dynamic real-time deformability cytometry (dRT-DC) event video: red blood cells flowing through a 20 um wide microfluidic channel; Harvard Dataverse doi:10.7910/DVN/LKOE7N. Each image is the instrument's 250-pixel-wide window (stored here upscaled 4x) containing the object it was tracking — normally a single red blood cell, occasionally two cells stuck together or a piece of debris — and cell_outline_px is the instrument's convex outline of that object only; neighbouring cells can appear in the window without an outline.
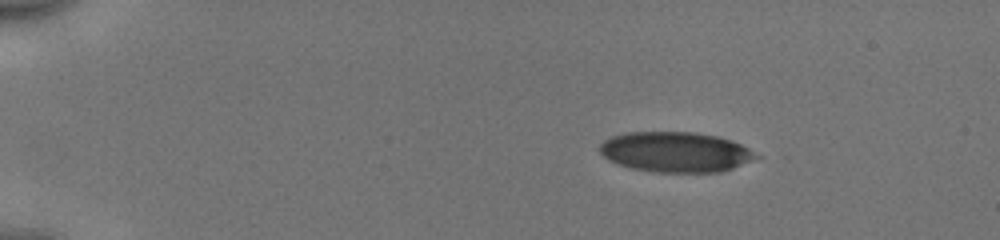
{"species": "human", "species_latin": "Homo sapiens", "temperature_condition": "cold", "stored_images_in_passage": 44, "camera_frame_rate_fps": 3000, "um_per_image_px": 0.085, "donor": {"sex": "male"}, "frame": {"image": 1, "passage_image": 1, "time_ms": 0.0, "image_size_px": [1000, 240], "cell_outline_px": [[764, 156], [732, 168], [720, 172], [652, 172], [632, 168], [616, 164], [608, 160], [600, 152], [600, 144], [604, 140], [612, 136], [624, 132], [696, 132], [716, 136], [732, 140]], "centroid_in_image_um": [57.43, 12.92], "position_along_channel_um": 27.6, "area_um2": 36.93}}
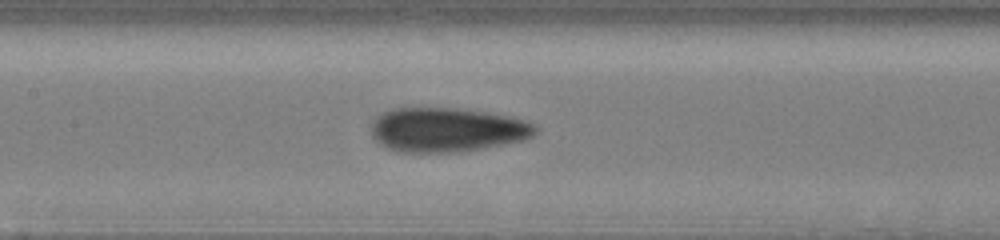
{"frame": {"image": 2, "passage_image": 19, "time_ms": 6.0, "image_size_px": [1000, 240], "cell_outline_px": [[540, 128], [532, 136], [524, 140], [484, 148], [456, 152], [400, 152], [388, 148], [380, 144], [372, 136], [372, 124], [384, 112], [392, 108], [456, 108], [488, 112], [528, 120], [536, 124]], "centroid_in_image_um": [38.06, 11.03], "position_along_channel_um": 169.3, "area_um2": 42.43}}
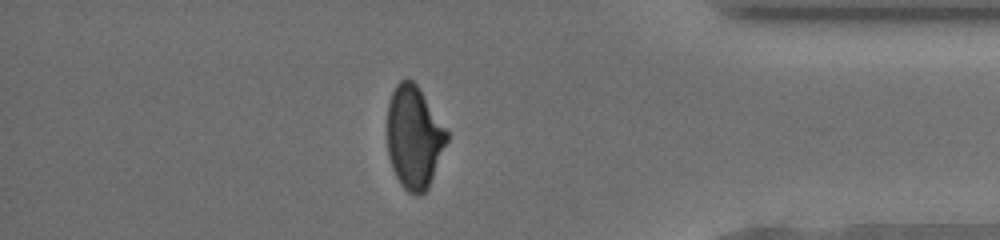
{"frame": {"image": 3, "passage_image": 38, "time_ms": 12.333, "image_size_px": [1000, 240], "cell_outline_px": [[448, 140], [428, 188], [420, 196], [416, 196], [408, 192], [400, 184], [392, 168], [388, 156], [388, 104], [392, 92], [396, 84], [400, 80], [412, 80], [416, 84], [448, 132]], "centroid_in_image_um": [35.19, 11.7], "position_along_channel_um": 400.0, "area_um2": 35.37}, "authors_computed_cell_mechanics": {"area_um2": 39.1306, "velocity_mm_per_s": 3.9826, "shape_relaxation_time_tau1_ms": 5.9706, "shape_relaxation_time_tau2_ms": 1.3919, "deformation_change_tau1": 0.1451, "deformation_change_tau2": 0.0881}}